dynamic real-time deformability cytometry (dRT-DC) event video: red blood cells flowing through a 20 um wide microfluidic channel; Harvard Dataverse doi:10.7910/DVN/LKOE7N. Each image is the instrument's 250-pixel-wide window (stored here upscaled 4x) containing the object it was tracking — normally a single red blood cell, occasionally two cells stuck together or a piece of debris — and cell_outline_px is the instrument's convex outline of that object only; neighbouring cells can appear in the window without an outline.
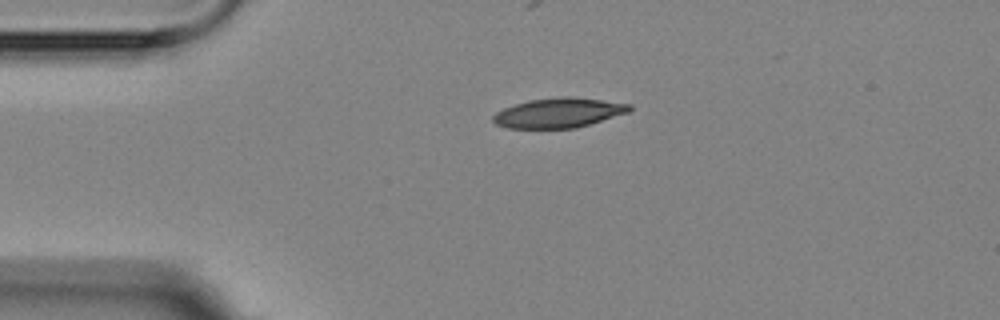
{"species": "Egyptian fruit bat (a non-hibernating species)", "species_latin": "Rousettus aegyptiacus", "temperature_condition": "room temperature", "stored_images_in_passage": 2, "camera_frame_rate_fps": 3000, "um_per_image_px": 0.085, "animal": {"sex": "female"}, "frame": {"image": 1, "passage_image": 1, "time_ms": 0.0, "image_size_px": [1000, 320], "cell_outline_px": [[632, 108], [628, 112], [576, 128], [508, 128], [496, 124], [492, 120], [492, 116], [496, 112], [504, 108], [528, 100], [560, 96], [572, 96], [632, 104]], "centroid_in_image_um": [47.47, 9.58], "position_along_channel_um": 37.5, "area_um2": 23.58}}